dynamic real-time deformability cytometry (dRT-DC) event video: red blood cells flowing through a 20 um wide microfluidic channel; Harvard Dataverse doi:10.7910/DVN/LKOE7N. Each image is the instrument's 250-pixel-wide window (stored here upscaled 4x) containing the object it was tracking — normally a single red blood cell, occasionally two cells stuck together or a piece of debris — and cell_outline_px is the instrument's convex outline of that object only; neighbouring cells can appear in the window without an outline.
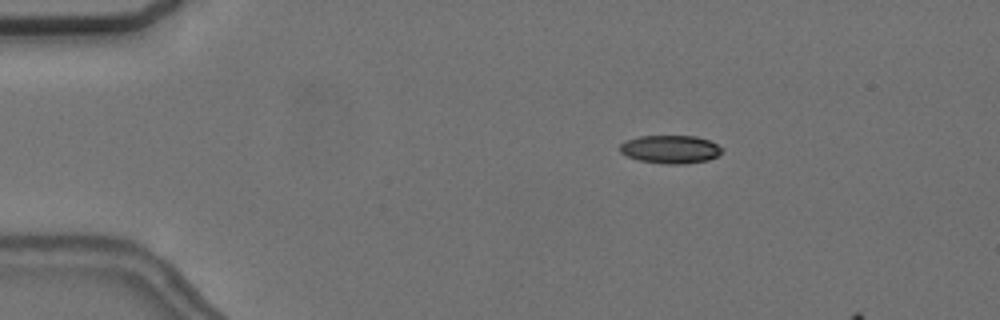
{"species": "common noctule bat (a hibernating species)", "species_latin": "Nyctalus noctula", "temperature_condition": "cold", "stored_images_in_passage": 4, "camera_frame_rate_fps": 3000, "um_per_image_px": 0.085, "animal": {"sex": "female", "body_mass_g": 24.6, "forearm_length_mm": 56.2}, "frame": {"image": 1, "passage_image": 1, "time_ms": 0.0, "image_size_px": [1000, 320], "cell_outline_px": [[724, 148], [716, 156], [708, 160], [680, 164], [668, 164], [640, 160], [628, 156], [620, 152], [620, 144], [628, 140], [640, 136], [696, 136], [708, 140]], "centroid_in_image_um": [56.99, 12.68], "position_along_channel_um": 28.0, "area_um2": 16.47}}